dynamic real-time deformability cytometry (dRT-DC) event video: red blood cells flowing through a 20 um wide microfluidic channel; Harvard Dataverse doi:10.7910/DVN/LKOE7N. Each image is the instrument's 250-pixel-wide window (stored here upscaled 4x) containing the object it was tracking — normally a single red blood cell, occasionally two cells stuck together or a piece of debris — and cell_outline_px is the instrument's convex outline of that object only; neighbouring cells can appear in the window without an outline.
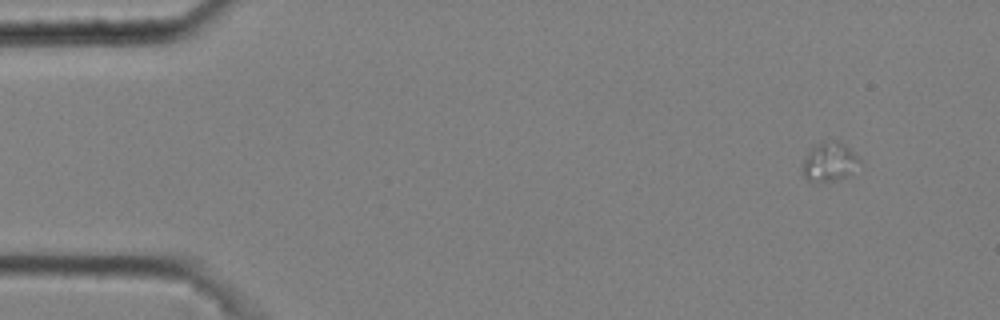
{"species": "common noctule bat (a hibernating species)", "species_latin": "Nyctalus noctula", "temperature_condition": "cold", "stored_images_in_passage": 4, "camera_frame_rate_fps": 3000, "um_per_image_px": 0.085, "animal": {"sex": "male", "body_mass_g": 20.4}, "frame": {"image": 1, "passage_image": 1, "time_ms": 0.0, "image_size_px": [1000, 320], "cell_outline_px": [[860, 160], [844, 176], [812, 184], [804, 176], [804, 160], [808, 148], [824, 140], [836, 140], [844, 144]], "centroid_in_image_um": [70.4, 13.71], "position_along_channel_um": 14.6, "area_um2": 12.43}}